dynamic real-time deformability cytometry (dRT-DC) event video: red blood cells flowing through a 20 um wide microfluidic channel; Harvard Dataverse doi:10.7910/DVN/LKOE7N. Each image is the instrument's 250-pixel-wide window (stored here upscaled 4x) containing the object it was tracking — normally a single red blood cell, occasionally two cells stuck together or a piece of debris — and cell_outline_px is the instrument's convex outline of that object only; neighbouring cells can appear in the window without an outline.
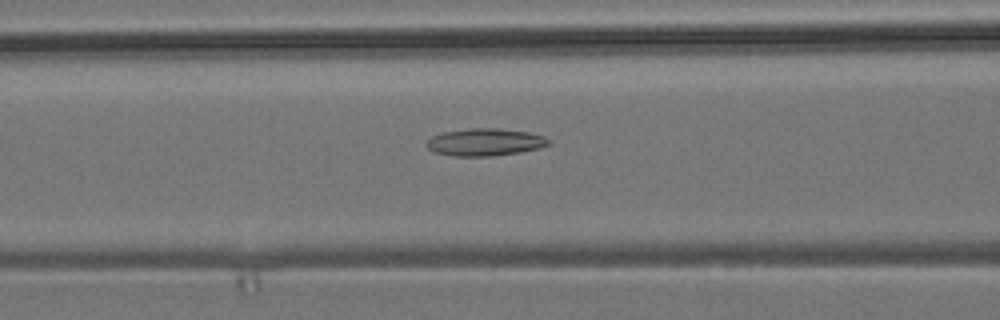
{"species": "common noctule bat (a hibernating species)", "species_latin": "Nyctalus noctula", "temperature_condition": "room temperature", "stored_images_in_passage": 44, "camera_frame_rate_fps": 3000, "um_per_image_px": 0.085, "animal": {"sex": "male", "body_mass_g": 19.2, "forearm_length_mm": 51.8}, "frame": {"image": 1, "passage_image": 12, "time_ms": 3.667, "image_size_px": [1000, 320], "cell_outline_px": [[548, 144], [540, 148], [520, 152], [492, 156], [452, 156], [436, 152], [428, 148], [424, 144], [432, 136], [444, 132], [468, 128], [496, 128], [528, 132], [544, 136], [548, 140]], "centroid_in_image_um": [41.2, 12.08], "position_along_channel_um": 125.4, "area_um2": 19.36}}
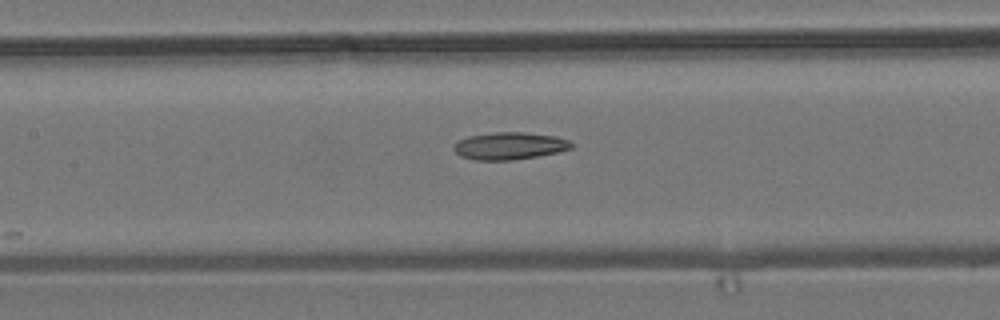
{"frame": {"image": 2, "passage_image": 15, "time_ms": 4.667, "image_size_px": [1000, 320], "cell_outline_px": [[576, 144], [572, 148], [556, 152], [536, 156], [512, 160], [476, 160], [460, 156], [452, 148], [460, 140], [468, 136], [492, 132], [524, 132], [556, 136], [568, 140]], "centroid_in_image_um": [43.32, 12.39], "position_along_channel_um": 164.1, "area_um2": 18.67}}
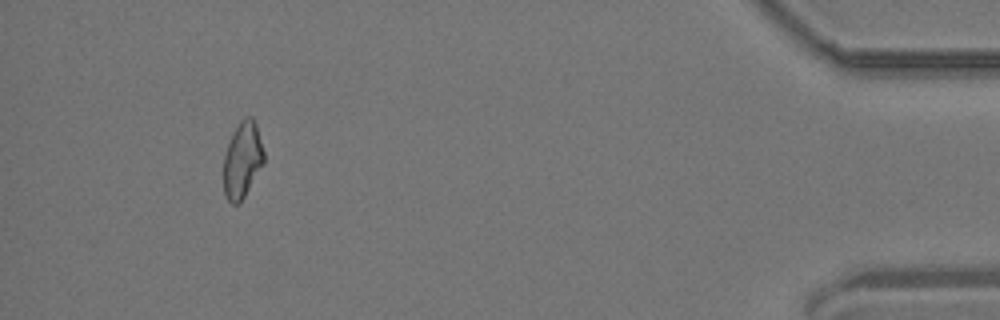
{"frame": {"image": 3, "passage_image": 40, "time_ms": 13.0, "image_size_px": [1000, 320], "cell_outline_px": [[264, 164], [240, 204], [232, 204], [224, 196], [224, 156], [228, 144], [240, 120], [244, 116], [252, 116], [256, 124], [264, 152]], "centroid_in_image_um": [20.61, 13.63], "position_along_channel_um": 414.6, "area_um2": 17.92}}